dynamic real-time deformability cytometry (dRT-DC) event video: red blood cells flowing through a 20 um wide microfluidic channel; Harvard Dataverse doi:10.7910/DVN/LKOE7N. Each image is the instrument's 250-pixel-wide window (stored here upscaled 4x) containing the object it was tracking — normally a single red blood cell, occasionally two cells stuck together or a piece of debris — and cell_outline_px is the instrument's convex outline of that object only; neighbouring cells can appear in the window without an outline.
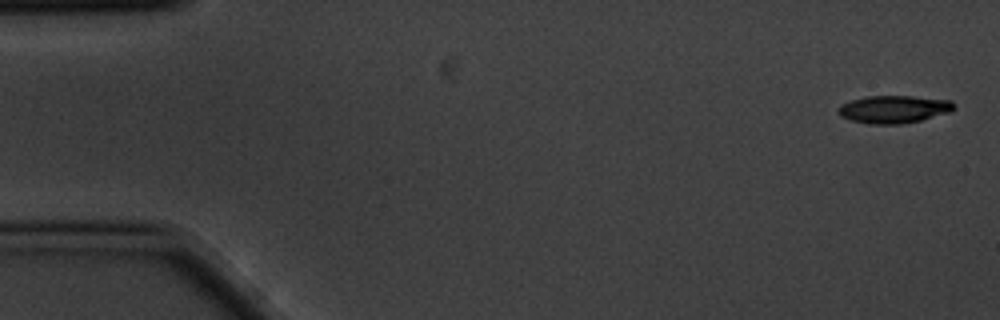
{"species": "common noctule bat (a hibernating species)", "species_latin": "Nyctalus noctula", "temperature_condition": "cold", "stored_images_in_passage": 5, "camera_frame_rate_fps": 3000, "um_per_image_px": 0.085, "animal": {"sex": "male", "body_mass_g": 20.1, "forearm_length_mm": 53.5}, "frame": {"image": 1, "passage_image": 1, "time_ms": 0.0, "image_size_px": [1000, 320], "cell_outline_px": [[956, 108], [948, 112], [920, 120], [900, 124], [868, 124], [852, 120], [840, 116], [836, 112], [836, 108], [840, 104], [864, 96], [912, 96], [952, 100], [956, 104]], "centroid_in_image_um": [75.94, 9.28], "position_along_channel_um": 9.1, "area_um2": 18.79}}
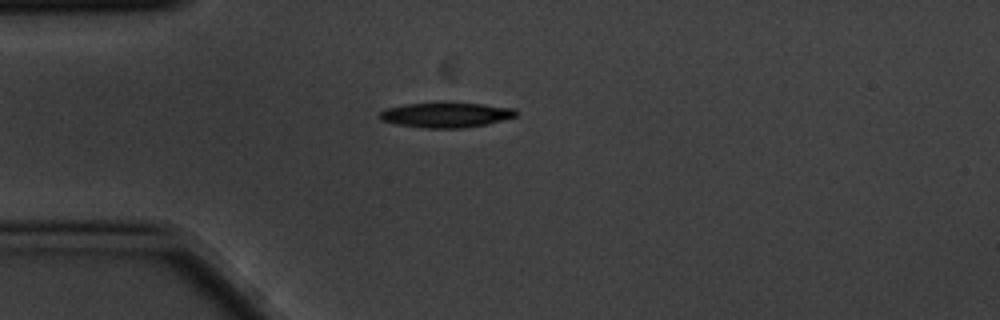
{"frame": {"image": 2, "passage_image": 5, "time_ms": 1.333, "image_size_px": [1000, 320], "cell_outline_px": [[516, 116], [488, 124], [464, 128], [424, 128], [396, 124], [380, 120], [376, 116], [380, 112], [388, 108], [404, 104], [440, 100], [444, 100], [484, 104], [516, 108]], "centroid_in_image_um": [37.88, 9.73], "position_along_channel_um": 47.1, "area_um2": 20.81}}